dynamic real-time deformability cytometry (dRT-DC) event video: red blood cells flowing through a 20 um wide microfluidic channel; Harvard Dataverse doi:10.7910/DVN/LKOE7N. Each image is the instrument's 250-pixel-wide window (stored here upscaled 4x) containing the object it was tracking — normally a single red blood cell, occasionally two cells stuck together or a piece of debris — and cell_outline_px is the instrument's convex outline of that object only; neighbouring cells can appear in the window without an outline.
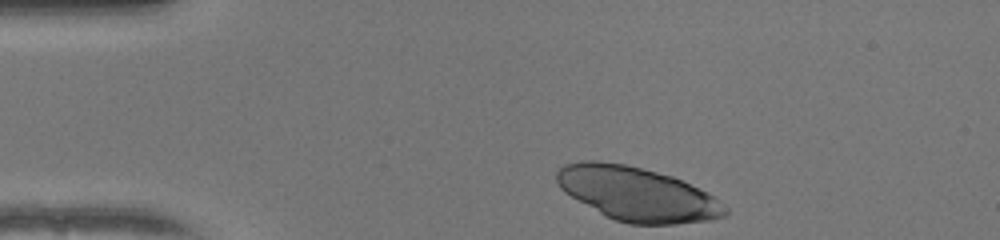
{"species": "human", "species_latin": "Homo sapiens", "temperature_condition": "warm", "stored_images_in_passage": 43, "camera_frame_rate_fps": 3000, "um_per_image_px": 0.085, "donor": {"sex": "female"}, "frame": {"image": 1, "passage_image": 1, "time_ms": 0.0, "image_size_px": [1000, 240], "cell_outline_px": [[728, 212], [724, 216], [708, 220], [676, 224], [628, 224], [616, 220], [600, 212], [564, 192], [560, 188], [556, 180], [556, 172], [564, 164], [584, 160], [596, 160], [624, 164], [672, 176], [712, 196], [728, 208]], "centroid_in_image_um": [54.12, 16.48], "position_along_channel_um": 30.9, "area_um2": 52.14}}